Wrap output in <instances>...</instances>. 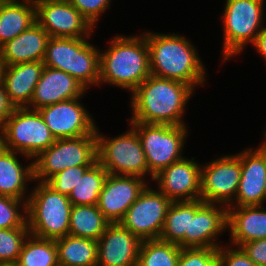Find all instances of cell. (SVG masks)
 <instances>
[{
	"mask_svg": "<svg viewBox=\"0 0 266 266\" xmlns=\"http://www.w3.org/2000/svg\"><path fill=\"white\" fill-rule=\"evenodd\" d=\"M193 90L183 82L150 75L132 92L130 122L186 125L183 112Z\"/></svg>",
	"mask_w": 266,
	"mask_h": 266,
	"instance_id": "6da1fadb",
	"label": "cell"
},
{
	"mask_svg": "<svg viewBox=\"0 0 266 266\" xmlns=\"http://www.w3.org/2000/svg\"><path fill=\"white\" fill-rule=\"evenodd\" d=\"M153 76L183 82L194 90L206 81L203 62L194 45L179 34L145 32Z\"/></svg>",
	"mask_w": 266,
	"mask_h": 266,
	"instance_id": "7a4b0ae2",
	"label": "cell"
},
{
	"mask_svg": "<svg viewBox=\"0 0 266 266\" xmlns=\"http://www.w3.org/2000/svg\"><path fill=\"white\" fill-rule=\"evenodd\" d=\"M109 44L100 52L99 85L107 83L132 93L151 75L146 36L117 35Z\"/></svg>",
	"mask_w": 266,
	"mask_h": 266,
	"instance_id": "3957f363",
	"label": "cell"
},
{
	"mask_svg": "<svg viewBox=\"0 0 266 266\" xmlns=\"http://www.w3.org/2000/svg\"><path fill=\"white\" fill-rule=\"evenodd\" d=\"M85 39L50 37L42 62L66 72L89 89L90 85L99 84L100 50Z\"/></svg>",
	"mask_w": 266,
	"mask_h": 266,
	"instance_id": "277c9868",
	"label": "cell"
},
{
	"mask_svg": "<svg viewBox=\"0 0 266 266\" xmlns=\"http://www.w3.org/2000/svg\"><path fill=\"white\" fill-rule=\"evenodd\" d=\"M27 202V223L30 234L56 240L69 235L72 204L67 195L60 194L46 182H38Z\"/></svg>",
	"mask_w": 266,
	"mask_h": 266,
	"instance_id": "5b68a950",
	"label": "cell"
},
{
	"mask_svg": "<svg viewBox=\"0 0 266 266\" xmlns=\"http://www.w3.org/2000/svg\"><path fill=\"white\" fill-rule=\"evenodd\" d=\"M56 141L39 110L15 107L0 128V144L24 157L36 158Z\"/></svg>",
	"mask_w": 266,
	"mask_h": 266,
	"instance_id": "8992f818",
	"label": "cell"
},
{
	"mask_svg": "<svg viewBox=\"0 0 266 266\" xmlns=\"http://www.w3.org/2000/svg\"><path fill=\"white\" fill-rule=\"evenodd\" d=\"M34 160V180L39 182H47L66 168L91 166L97 161V136L56 139Z\"/></svg>",
	"mask_w": 266,
	"mask_h": 266,
	"instance_id": "52a82bcc",
	"label": "cell"
},
{
	"mask_svg": "<svg viewBox=\"0 0 266 266\" xmlns=\"http://www.w3.org/2000/svg\"><path fill=\"white\" fill-rule=\"evenodd\" d=\"M264 0H226L223 15V60L242 53L263 29Z\"/></svg>",
	"mask_w": 266,
	"mask_h": 266,
	"instance_id": "ba28073f",
	"label": "cell"
},
{
	"mask_svg": "<svg viewBox=\"0 0 266 266\" xmlns=\"http://www.w3.org/2000/svg\"><path fill=\"white\" fill-rule=\"evenodd\" d=\"M137 131L145 153L151 178L170 164L181 160L187 137V126L130 122ZM182 155V156H181Z\"/></svg>",
	"mask_w": 266,
	"mask_h": 266,
	"instance_id": "9c48e42d",
	"label": "cell"
},
{
	"mask_svg": "<svg viewBox=\"0 0 266 266\" xmlns=\"http://www.w3.org/2000/svg\"><path fill=\"white\" fill-rule=\"evenodd\" d=\"M129 131L108 139L99 133L97 136V161L112 175L137 176L144 179L149 172L137 131L130 126Z\"/></svg>",
	"mask_w": 266,
	"mask_h": 266,
	"instance_id": "30bf717a",
	"label": "cell"
},
{
	"mask_svg": "<svg viewBox=\"0 0 266 266\" xmlns=\"http://www.w3.org/2000/svg\"><path fill=\"white\" fill-rule=\"evenodd\" d=\"M171 203L158 189L146 186L119 224L141 241L159 239Z\"/></svg>",
	"mask_w": 266,
	"mask_h": 266,
	"instance_id": "8fae6325",
	"label": "cell"
},
{
	"mask_svg": "<svg viewBox=\"0 0 266 266\" xmlns=\"http://www.w3.org/2000/svg\"><path fill=\"white\" fill-rule=\"evenodd\" d=\"M241 179V152L224 155L201 167V199L229 207L236 197Z\"/></svg>",
	"mask_w": 266,
	"mask_h": 266,
	"instance_id": "7c38bea8",
	"label": "cell"
},
{
	"mask_svg": "<svg viewBox=\"0 0 266 266\" xmlns=\"http://www.w3.org/2000/svg\"><path fill=\"white\" fill-rule=\"evenodd\" d=\"M36 22L56 38H89L93 27L68 0H35Z\"/></svg>",
	"mask_w": 266,
	"mask_h": 266,
	"instance_id": "4fadbf2b",
	"label": "cell"
},
{
	"mask_svg": "<svg viewBox=\"0 0 266 266\" xmlns=\"http://www.w3.org/2000/svg\"><path fill=\"white\" fill-rule=\"evenodd\" d=\"M81 97L44 106L39 110L55 139L77 138L96 135V124L92 116L79 103Z\"/></svg>",
	"mask_w": 266,
	"mask_h": 266,
	"instance_id": "5bb4252c",
	"label": "cell"
},
{
	"mask_svg": "<svg viewBox=\"0 0 266 266\" xmlns=\"http://www.w3.org/2000/svg\"><path fill=\"white\" fill-rule=\"evenodd\" d=\"M206 203L202 199L190 201L189 233H185V248H217V236L227 229V207Z\"/></svg>",
	"mask_w": 266,
	"mask_h": 266,
	"instance_id": "9a60e30c",
	"label": "cell"
},
{
	"mask_svg": "<svg viewBox=\"0 0 266 266\" xmlns=\"http://www.w3.org/2000/svg\"><path fill=\"white\" fill-rule=\"evenodd\" d=\"M201 166L191 160L182 158L162 169L154 180L158 190L173 201H193L201 199Z\"/></svg>",
	"mask_w": 266,
	"mask_h": 266,
	"instance_id": "2e32d148",
	"label": "cell"
},
{
	"mask_svg": "<svg viewBox=\"0 0 266 266\" xmlns=\"http://www.w3.org/2000/svg\"><path fill=\"white\" fill-rule=\"evenodd\" d=\"M146 184L145 179L137 176L108 174L99 195L98 209L111 224L119 223Z\"/></svg>",
	"mask_w": 266,
	"mask_h": 266,
	"instance_id": "e0dca14e",
	"label": "cell"
},
{
	"mask_svg": "<svg viewBox=\"0 0 266 266\" xmlns=\"http://www.w3.org/2000/svg\"><path fill=\"white\" fill-rule=\"evenodd\" d=\"M266 146L241 152V179L235 201L229 207L263 205L266 202ZM234 204H236L234 206Z\"/></svg>",
	"mask_w": 266,
	"mask_h": 266,
	"instance_id": "ac0fdd59",
	"label": "cell"
},
{
	"mask_svg": "<svg viewBox=\"0 0 266 266\" xmlns=\"http://www.w3.org/2000/svg\"><path fill=\"white\" fill-rule=\"evenodd\" d=\"M141 242L119 223L110 224L97 240V266H137Z\"/></svg>",
	"mask_w": 266,
	"mask_h": 266,
	"instance_id": "d6986e66",
	"label": "cell"
},
{
	"mask_svg": "<svg viewBox=\"0 0 266 266\" xmlns=\"http://www.w3.org/2000/svg\"><path fill=\"white\" fill-rule=\"evenodd\" d=\"M86 90L79 81L66 72L44 66L27 107L38 110L61 101L83 97Z\"/></svg>",
	"mask_w": 266,
	"mask_h": 266,
	"instance_id": "ffe728a7",
	"label": "cell"
},
{
	"mask_svg": "<svg viewBox=\"0 0 266 266\" xmlns=\"http://www.w3.org/2000/svg\"><path fill=\"white\" fill-rule=\"evenodd\" d=\"M50 36L37 23L0 46L3 66L43 61Z\"/></svg>",
	"mask_w": 266,
	"mask_h": 266,
	"instance_id": "44dd1931",
	"label": "cell"
},
{
	"mask_svg": "<svg viewBox=\"0 0 266 266\" xmlns=\"http://www.w3.org/2000/svg\"><path fill=\"white\" fill-rule=\"evenodd\" d=\"M43 68L42 61L3 67L1 80L10 102L15 107H27L30 104Z\"/></svg>",
	"mask_w": 266,
	"mask_h": 266,
	"instance_id": "7402d4cb",
	"label": "cell"
},
{
	"mask_svg": "<svg viewBox=\"0 0 266 266\" xmlns=\"http://www.w3.org/2000/svg\"><path fill=\"white\" fill-rule=\"evenodd\" d=\"M227 228L231 245L266 238V208L262 205L227 207Z\"/></svg>",
	"mask_w": 266,
	"mask_h": 266,
	"instance_id": "603a6c76",
	"label": "cell"
},
{
	"mask_svg": "<svg viewBox=\"0 0 266 266\" xmlns=\"http://www.w3.org/2000/svg\"><path fill=\"white\" fill-rule=\"evenodd\" d=\"M17 153L0 144V195L28 202L29 197L23 196L27 191L28 180H34L33 161L22 167Z\"/></svg>",
	"mask_w": 266,
	"mask_h": 266,
	"instance_id": "cb8c5ba5",
	"label": "cell"
},
{
	"mask_svg": "<svg viewBox=\"0 0 266 266\" xmlns=\"http://www.w3.org/2000/svg\"><path fill=\"white\" fill-rule=\"evenodd\" d=\"M22 2V3H21ZM36 22V7L32 0L0 2V46L14 39Z\"/></svg>",
	"mask_w": 266,
	"mask_h": 266,
	"instance_id": "d4e9b609",
	"label": "cell"
},
{
	"mask_svg": "<svg viewBox=\"0 0 266 266\" xmlns=\"http://www.w3.org/2000/svg\"><path fill=\"white\" fill-rule=\"evenodd\" d=\"M58 264L65 266H97V241L67 235L55 240Z\"/></svg>",
	"mask_w": 266,
	"mask_h": 266,
	"instance_id": "484cf974",
	"label": "cell"
},
{
	"mask_svg": "<svg viewBox=\"0 0 266 266\" xmlns=\"http://www.w3.org/2000/svg\"><path fill=\"white\" fill-rule=\"evenodd\" d=\"M110 224L97 205H73L69 235L97 241Z\"/></svg>",
	"mask_w": 266,
	"mask_h": 266,
	"instance_id": "4316f807",
	"label": "cell"
},
{
	"mask_svg": "<svg viewBox=\"0 0 266 266\" xmlns=\"http://www.w3.org/2000/svg\"><path fill=\"white\" fill-rule=\"evenodd\" d=\"M108 172L96 161L73 187L68 198L72 205H97Z\"/></svg>",
	"mask_w": 266,
	"mask_h": 266,
	"instance_id": "83f0119b",
	"label": "cell"
},
{
	"mask_svg": "<svg viewBox=\"0 0 266 266\" xmlns=\"http://www.w3.org/2000/svg\"><path fill=\"white\" fill-rule=\"evenodd\" d=\"M16 266H57L58 255L53 239H42L31 234L25 239Z\"/></svg>",
	"mask_w": 266,
	"mask_h": 266,
	"instance_id": "f1b7e54d",
	"label": "cell"
},
{
	"mask_svg": "<svg viewBox=\"0 0 266 266\" xmlns=\"http://www.w3.org/2000/svg\"><path fill=\"white\" fill-rule=\"evenodd\" d=\"M190 201H173L169 206L159 239L185 248V233H189Z\"/></svg>",
	"mask_w": 266,
	"mask_h": 266,
	"instance_id": "f546056e",
	"label": "cell"
},
{
	"mask_svg": "<svg viewBox=\"0 0 266 266\" xmlns=\"http://www.w3.org/2000/svg\"><path fill=\"white\" fill-rule=\"evenodd\" d=\"M181 249L161 239L141 242L137 266H177Z\"/></svg>",
	"mask_w": 266,
	"mask_h": 266,
	"instance_id": "4dcf8cb0",
	"label": "cell"
},
{
	"mask_svg": "<svg viewBox=\"0 0 266 266\" xmlns=\"http://www.w3.org/2000/svg\"><path fill=\"white\" fill-rule=\"evenodd\" d=\"M29 234L28 223L20 228L0 229V265L16 264Z\"/></svg>",
	"mask_w": 266,
	"mask_h": 266,
	"instance_id": "1f68e13d",
	"label": "cell"
},
{
	"mask_svg": "<svg viewBox=\"0 0 266 266\" xmlns=\"http://www.w3.org/2000/svg\"><path fill=\"white\" fill-rule=\"evenodd\" d=\"M21 207L20 211L27 212L26 201L0 195V229L20 228L27 223V213L23 215Z\"/></svg>",
	"mask_w": 266,
	"mask_h": 266,
	"instance_id": "d6a6232c",
	"label": "cell"
},
{
	"mask_svg": "<svg viewBox=\"0 0 266 266\" xmlns=\"http://www.w3.org/2000/svg\"><path fill=\"white\" fill-rule=\"evenodd\" d=\"M177 266H218V249L182 248Z\"/></svg>",
	"mask_w": 266,
	"mask_h": 266,
	"instance_id": "836d02e7",
	"label": "cell"
},
{
	"mask_svg": "<svg viewBox=\"0 0 266 266\" xmlns=\"http://www.w3.org/2000/svg\"><path fill=\"white\" fill-rule=\"evenodd\" d=\"M90 166H75L66 168L51 177L46 183L56 192L69 196L73 187L78 183Z\"/></svg>",
	"mask_w": 266,
	"mask_h": 266,
	"instance_id": "e575fe53",
	"label": "cell"
},
{
	"mask_svg": "<svg viewBox=\"0 0 266 266\" xmlns=\"http://www.w3.org/2000/svg\"><path fill=\"white\" fill-rule=\"evenodd\" d=\"M94 28L101 14L109 8L111 0H68Z\"/></svg>",
	"mask_w": 266,
	"mask_h": 266,
	"instance_id": "d590c367",
	"label": "cell"
},
{
	"mask_svg": "<svg viewBox=\"0 0 266 266\" xmlns=\"http://www.w3.org/2000/svg\"><path fill=\"white\" fill-rule=\"evenodd\" d=\"M218 249V266H257L241 247H223Z\"/></svg>",
	"mask_w": 266,
	"mask_h": 266,
	"instance_id": "8d00e7d4",
	"label": "cell"
},
{
	"mask_svg": "<svg viewBox=\"0 0 266 266\" xmlns=\"http://www.w3.org/2000/svg\"><path fill=\"white\" fill-rule=\"evenodd\" d=\"M241 248L257 266H266V238L249 241Z\"/></svg>",
	"mask_w": 266,
	"mask_h": 266,
	"instance_id": "74e56055",
	"label": "cell"
},
{
	"mask_svg": "<svg viewBox=\"0 0 266 266\" xmlns=\"http://www.w3.org/2000/svg\"><path fill=\"white\" fill-rule=\"evenodd\" d=\"M14 109L15 106L10 102L4 84L0 79V128L5 124Z\"/></svg>",
	"mask_w": 266,
	"mask_h": 266,
	"instance_id": "f35d334b",
	"label": "cell"
},
{
	"mask_svg": "<svg viewBox=\"0 0 266 266\" xmlns=\"http://www.w3.org/2000/svg\"><path fill=\"white\" fill-rule=\"evenodd\" d=\"M253 46L266 61V27H263V29L260 31L255 42L253 43Z\"/></svg>",
	"mask_w": 266,
	"mask_h": 266,
	"instance_id": "ab89813d",
	"label": "cell"
},
{
	"mask_svg": "<svg viewBox=\"0 0 266 266\" xmlns=\"http://www.w3.org/2000/svg\"><path fill=\"white\" fill-rule=\"evenodd\" d=\"M3 63H2V58H1V55H0V79L2 77V70H3Z\"/></svg>",
	"mask_w": 266,
	"mask_h": 266,
	"instance_id": "60d3db41",
	"label": "cell"
},
{
	"mask_svg": "<svg viewBox=\"0 0 266 266\" xmlns=\"http://www.w3.org/2000/svg\"><path fill=\"white\" fill-rule=\"evenodd\" d=\"M264 139L265 140L263 141L264 142L263 144L266 146V130L264 131Z\"/></svg>",
	"mask_w": 266,
	"mask_h": 266,
	"instance_id": "b9f144b4",
	"label": "cell"
},
{
	"mask_svg": "<svg viewBox=\"0 0 266 266\" xmlns=\"http://www.w3.org/2000/svg\"><path fill=\"white\" fill-rule=\"evenodd\" d=\"M0 266H16L15 264H1Z\"/></svg>",
	"mask_w": 266,
	"mask_h": 266,
	"instance_id": "7bdbcfd3",
	"label": "cell"
}]
</instances>
